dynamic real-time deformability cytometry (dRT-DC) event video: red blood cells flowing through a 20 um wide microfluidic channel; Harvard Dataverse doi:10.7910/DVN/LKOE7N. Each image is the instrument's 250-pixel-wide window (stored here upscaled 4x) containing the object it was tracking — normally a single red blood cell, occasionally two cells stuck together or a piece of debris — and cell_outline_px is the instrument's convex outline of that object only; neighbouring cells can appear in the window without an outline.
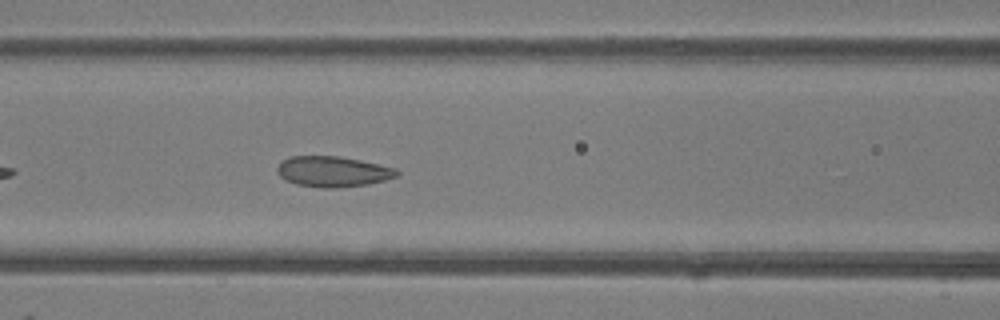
{"species": "common noctule bat (a hibernating species)", "species_latin": "Nyctalus noctula", "temperature_condition": "room temperature", "stored_images_in_passage": 14, "camera_frame_rate_fps": 3000, "um_per_image_px": 0.085, "animal": {"sex": "female"}, "frame": {"image": 1, "passage_image": 8, "time_ms": 2.333, "image_size_px": [1000, 320], "cell_outline_px": [[400, 172], [396, 176], [384, 180], [368, 184], [336, 188], [324, 188], [296, 184], [284, 180], [276, 172], [276, 168], [288, 156], [340, 156], [360, 160], [396, 168]], "centroid_in_image_um": [28.27, 14.58], "position_along_channel_um": 138.3, "area_um2": 21.33}}